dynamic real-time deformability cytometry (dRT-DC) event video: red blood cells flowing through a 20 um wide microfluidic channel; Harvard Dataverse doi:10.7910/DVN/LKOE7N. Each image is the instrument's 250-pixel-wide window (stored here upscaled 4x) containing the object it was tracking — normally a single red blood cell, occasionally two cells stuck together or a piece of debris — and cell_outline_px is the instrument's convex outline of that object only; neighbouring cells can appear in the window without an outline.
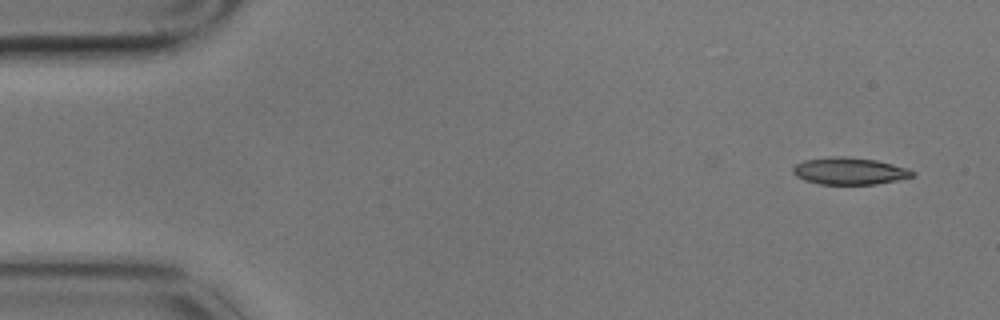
{"species": "common noctule bat (a hibernating species)", "species_latin": "Nyctalus noctula", "temperature_condition": "cold", "stored_images_in_passage": 3, "camera_frame_rate_fps": 3000, "um_per_image_px": 0.085, "animal": {"sex": "male", "body_mass_g": 17.9}, "frame": {"image": 1, "passage_image": 3, "time_ms": 0.667, "image_size_px": [1000, 320], "cell_outline_px": [[916, 172], [912, 176], [896, 180], [876, 184], [820, 184], [804, 180], [796, 176], [792, 172], [792, 168], [796, 164], [804, 160], [828, 156], [844, 156], [876, 160], [908, 168]], "centroid_in_image_um": [72.17, 14.53], "position_along_channel_um": 12.8, "area_um2": 18.84}}